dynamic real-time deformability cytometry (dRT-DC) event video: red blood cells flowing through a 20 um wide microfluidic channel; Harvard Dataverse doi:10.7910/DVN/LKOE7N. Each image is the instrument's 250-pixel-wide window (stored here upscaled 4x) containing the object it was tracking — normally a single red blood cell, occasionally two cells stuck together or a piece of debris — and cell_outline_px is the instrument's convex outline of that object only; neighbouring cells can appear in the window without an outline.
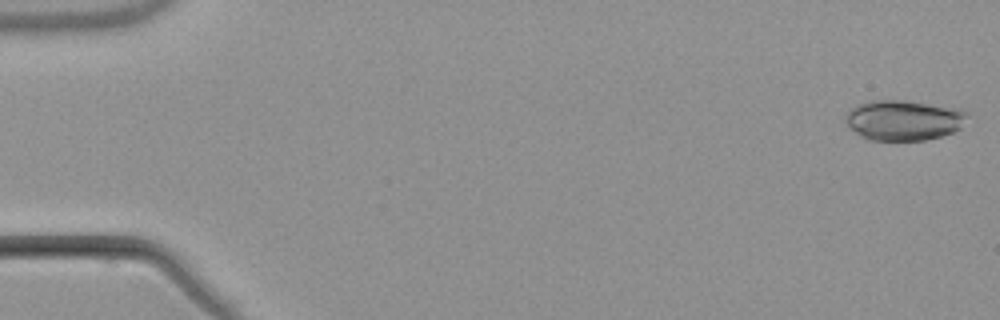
{"species": "common noctule bat (a hibernating species)", "species_latin": "Nyctalus noctula", "temperature_condition": "warm", "stored_images_in_passage": 5, "camera_frame_rate_fps": 3000, "um_per_image_px": 0.085, "animal": {"sex": "male", "body_mass_g": 21.5, "forearm_length_mm": 52.0}, "frame": {"image": 1, "passage_image": 1, "time_ms": 0.0, "image_size_px": [1000, 320], "cell_outline_px": [[968, 116], [960, 128], [952, 132], [940, 136], [924, 140], [868, 140], [860, 136], [848, 128], [844, 120], [844, 116], [856, 104], [868, 100], [908, 100], [960, 108], [968, 112]], "centroid_in_image_um": [76.78, 10.2], "position_along_channel_um": 8.2, "area_um2": 29.07}}
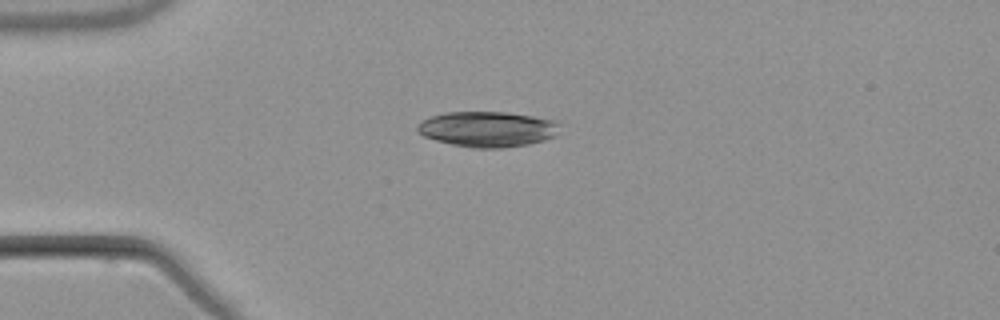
{"frame": {"image": 2, "passage_image": 4, "time_ms": 4.333, "image_size_px": [1000, 320], "cell_outline_px": [[560, 124], [556, 136], [544, 140], [528, 144], [504, 148], [472, 148], [452, 144], [436, 140], [424, 136], [416, 128], [416, 124], [432, 116], [444, 112], [508, 112], [556, 120]], "centroid_in_image_um": [41.47, 10.97], "position_along_channel_um": 43.5, "area_um2": 29.48}}